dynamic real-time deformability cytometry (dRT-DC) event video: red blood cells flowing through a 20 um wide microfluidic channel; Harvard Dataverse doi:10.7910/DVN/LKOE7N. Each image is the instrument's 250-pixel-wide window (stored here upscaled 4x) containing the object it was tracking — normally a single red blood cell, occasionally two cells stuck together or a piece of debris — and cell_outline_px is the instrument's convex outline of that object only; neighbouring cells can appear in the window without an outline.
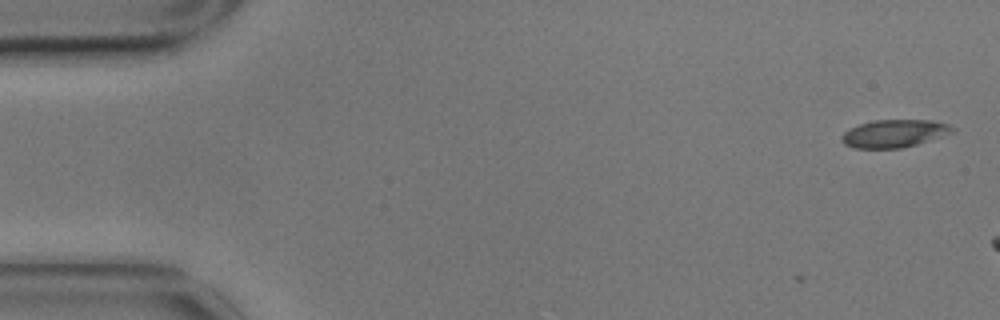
{"species": "common noctule bat (a hibernating species)", "species_latin": "Nyctalus noctula", "temperature_condition": "cold", "stored_images_in_passage": 3, "camera_frame_rate_fps": 3000, "um_per_image_px": 0.085, "animal": {"sex": "male", "body_mass_g": 17.9}, "frame": {"image": 1, "passage_image": 1, "time_ms": 0.0, "image_size_px": [1000, 320], "cell_outline_px": [[956, 132], [916, 144], [900, 148], [856, 148], [844, 144], [840, 140], [840, 136], [848, 128], [872, 120], [932, 120], [948, 124], [956, 128]], "centroid_in_image_um": [76.01, 11.34], "position_along_channel_um": 9.0, "area_um2": 18.03}}